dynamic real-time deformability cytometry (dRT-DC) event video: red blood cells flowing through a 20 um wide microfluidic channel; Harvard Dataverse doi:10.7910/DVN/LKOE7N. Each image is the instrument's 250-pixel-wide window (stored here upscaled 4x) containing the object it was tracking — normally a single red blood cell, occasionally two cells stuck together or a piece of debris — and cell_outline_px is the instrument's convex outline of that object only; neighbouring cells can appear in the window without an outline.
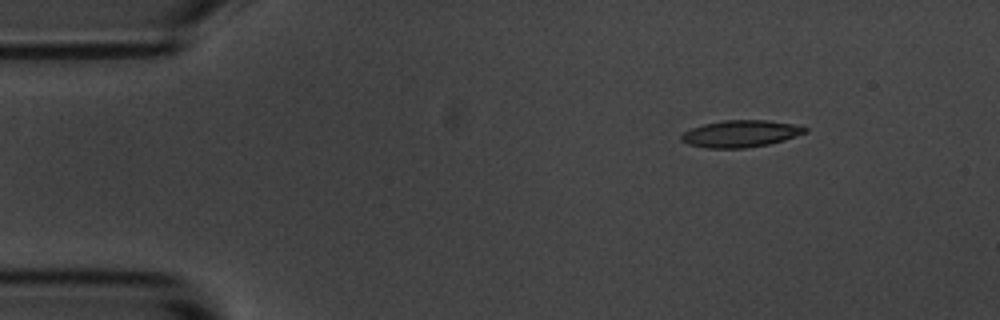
{"species": "common noctule bat (a hibernating species)", "species_latin": "Nyctalus noctula", "temperature_condition": "room temperature", "stored_images_in_passage": 14, "camera_frame_rate_fps": 3000, "um_per_image_px": 0.085, "animal": {"sex": "male", "body_mass_g": 20.1, "forearm_length_mm": 53.5}, "frame": {"image": 1, "passage_image": 2, "time_ms": 1.0, "image_size_px": [1000, 320], "cell_outline_px": [[808, 132], [784, 140], [768, 144], [744, 148], [708, 148], [688, 144], [680, 140], [680, 136], [684, 132], [692, 128], [704, 124], [724, 120], [768, 120], [792, 124], [808, 128]], "centroid_in_image_um": [62.95, 11.36], "position_along_channel_um": 22.1, "area_um2": 19.31}}
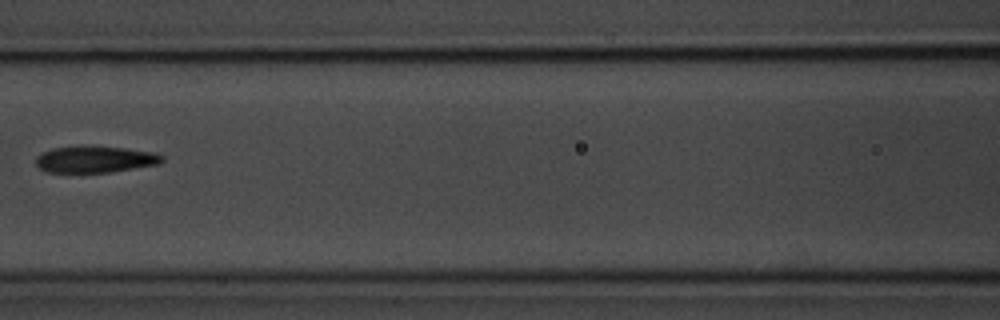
{"frame": {"image": 2, "passage_image": 6, "time_ms": 6.667, "image_size_px": [1000, 320], "cell_outline_px": [[164, 160], [160, 164], [108, 172], [48, 172], [40, 168], [36, 164], [36, 156], [40, 152], [52, 148], [84, 144], [124, 148], [152, 152], [164, 156]], "centroid_in_image_um": [8.05, 13.51], "position_along_channel_um": 158.6, "area_um2": 19.88}}
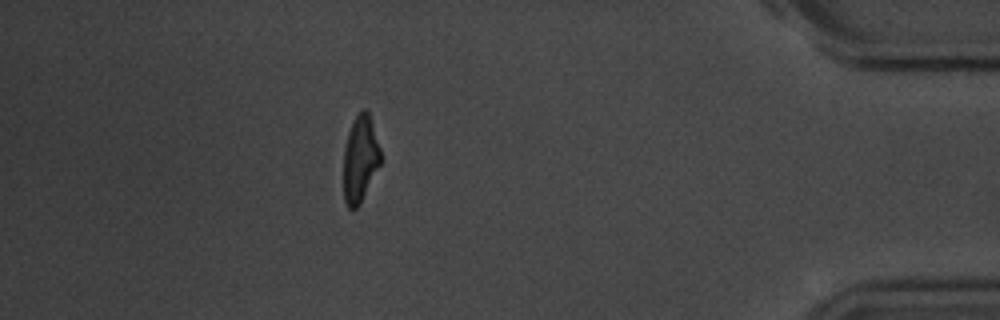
{"frame": {"image": 3, "passage_image": 13, "time_ms": 14.667, "image_size_px": [1000, 320], "cell_outline_px": [[384, 160], [360, 204], [356, 208], [348, 208], [344, 200], [344, 148], [348, 132], [356, 116], [364, 108], [368, 112]], "centroid_in_image_um": [30.64, 13.55], "position_along_channel_um": 404.6, "area_um2": 18.84}, "authors_computed_cell_mechanics": {"area_um2": 19.7965, "velocity_mm_per_s": 3.6698, "shape_relaxation_time_tau1_ms": 5.8063, "shape_relaxation_time_tau2_ms": 6.1137, "deformation_change_tau1": 0.2016, "deformation_change_tau2": 0.1872}}